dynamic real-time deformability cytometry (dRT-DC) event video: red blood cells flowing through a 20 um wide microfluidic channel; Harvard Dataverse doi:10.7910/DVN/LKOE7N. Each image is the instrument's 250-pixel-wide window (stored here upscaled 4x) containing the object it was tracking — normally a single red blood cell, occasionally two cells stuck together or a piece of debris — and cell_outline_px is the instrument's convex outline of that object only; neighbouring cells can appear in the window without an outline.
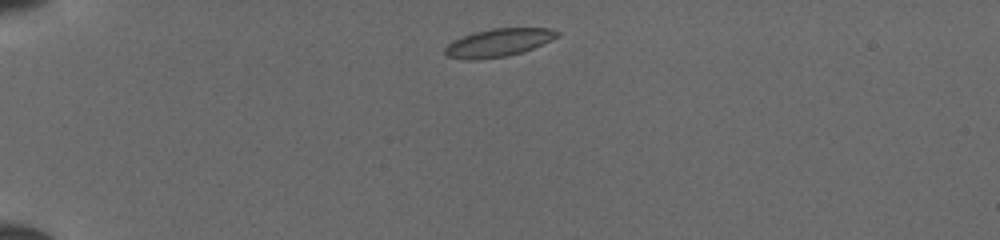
{"species": "common noctule bat (a hibernating species)", "species_latin": "Nyctalus noctula", "temperature_condition": "cold", "stored_images_in_passage": 39, "camera_frame_rate_fps": 3000, "um_per_image_px": 0.085, "animal": {"sex": "female", "body_mass_g": 19.5, "forearm_length_mm": 54.1}, "frame": {"image": 1, "passage_image": 2, "time_ms": 0.333, "image_size_px": [1000, 240], "cell_outline_px": [[560, 36], [524, 52], [508, 56], [480, 60], [468, 60], [448, 56], [444, 52], [444, 48], [452, 40], [476, 32], [492, 28], [548, 28], [560, 32]], "centroid_in_image_um": [42.38, 3.64], "position_along_channel_um": 42.6, "area_um2": 18.38}}
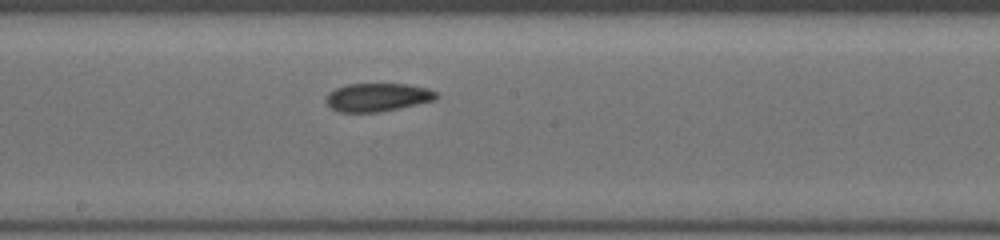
{"frame": {"image": 2, "passage_image": 18, "time_ms": 5.667, "image_size_px": [1000, 240], "cell_outline_px": [[440, 96], [436, 100], [400, 108], [380, 112], [340, 112], [332, 108], [324, 100], [328, 92], [344, 84], [408, 84], [428, 88], [436, 92]], "centroid_in_image_um": [32.1, 8.26], "position_along_channel_um": 216.1, "area_um2": 18.38}}
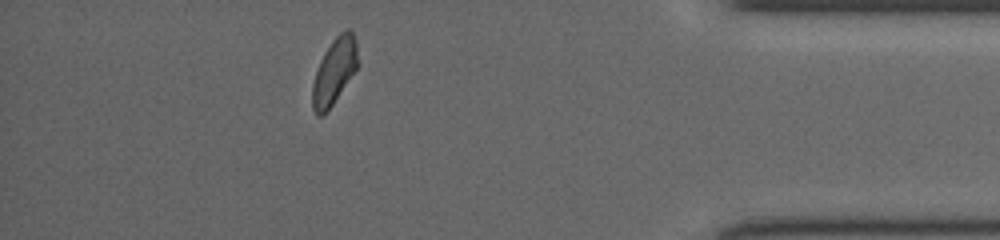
{"frame": {"image": 3, "passage_image": 34, "time_ms": 11.0, "image_size_px": [1000, 240], "cell_outline_px": [[360, 64], [332, 104], [320, 116], [316, 116], [312, 108], [312, 84], [320, 60], [324, 52], [332, 40], [340, 32], [348, 28], [352, 28], [356, 40]], "centroid_in_image_um": [28.44, 5.99], "position_along_channel_um": 406.8, "area_um2": 17.57}}